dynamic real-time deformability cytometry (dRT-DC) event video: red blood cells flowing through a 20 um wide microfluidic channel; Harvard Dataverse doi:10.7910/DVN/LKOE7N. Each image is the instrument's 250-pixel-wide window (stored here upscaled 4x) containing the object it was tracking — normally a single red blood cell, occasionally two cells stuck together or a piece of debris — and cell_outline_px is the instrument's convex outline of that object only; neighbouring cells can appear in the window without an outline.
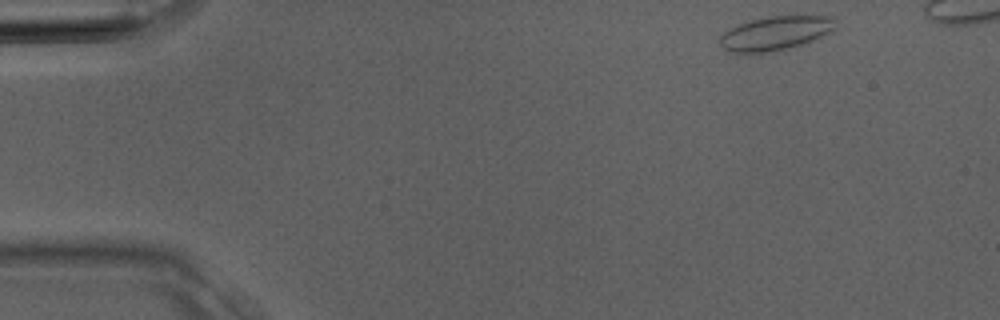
{"species": "Egyptian fruit bat (a non-hibernating species)", "species_latin": "Rousettus aegyptiacus", "temperature_condition": "room temperature", "stored_images_in_passage": 4, "camera_frame_rate_fps": 3000, "um_per_image_px": 0.085, "animal": {"sex": "male"}, "frame": {"image": 1, "passage_image": 1, "time_ms": 0.0, "image_size_px": [1000, 320], "cell_outline_px": [[836, 28], [812, 40], [788, 48], [764, 52], [728, 52], [720, 44], [720, 36], [728, 28], [752, 20], [768, 16], [836, 16]], "centroid_in_image_um": [65.91, 2.8], "position_along_channel_um": 19.1, "area_um2": 22.54}}